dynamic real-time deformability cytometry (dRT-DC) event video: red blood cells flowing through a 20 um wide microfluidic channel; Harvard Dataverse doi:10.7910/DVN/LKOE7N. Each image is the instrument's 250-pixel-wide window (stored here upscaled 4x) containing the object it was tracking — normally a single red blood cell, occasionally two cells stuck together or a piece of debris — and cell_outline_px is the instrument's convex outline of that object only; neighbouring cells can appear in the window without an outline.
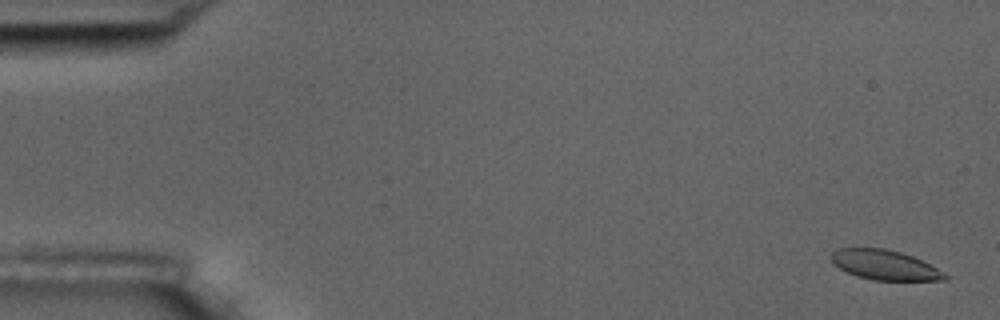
{"species": "common noctule bat (a hibernating species)", "species_latin": "Nyctalus noctula", "temperature_condition": "room temperature", "stored_images_in_passage": 13, "camera_frame_rate_fps": 3000, "um_per_image_px": 0.085, "animal": {"sex": "male", "body_mass_g": 17.5, "forearm_length_mm": 52.3}, "frame": {"image": 1, "passage_image": 1, "time_ms": 0.0, "image_size_px": [1000, 320], "cell_outline_px": [[948, 280], [872, 280], [856, 276], [832, 264], [832, 252], [840, 248], [884, 248], [900, 252], [912, 256], [936, 268], [948, 276]], "centroid_in_image_um": [75.18, 22.52], "position_along_channel_um": 9.8, "area_um2": 19.48}}
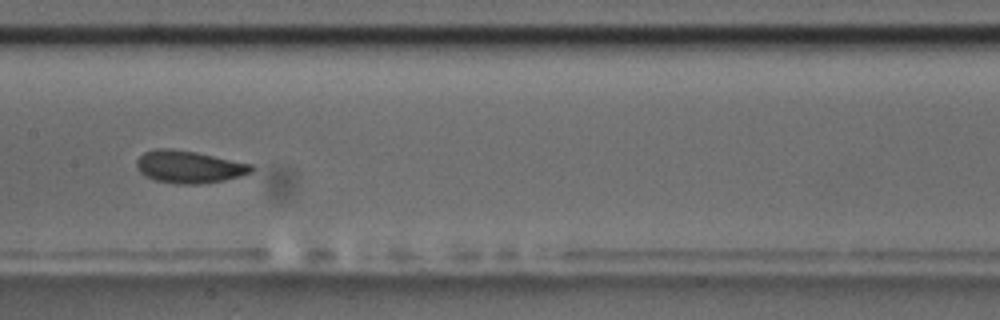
{"frame": {"image": 2, "passage_image": 8, "time_ms": 9.0, "image_size_px": [1000, 320], "cell_outline_px": [[252, 172], [240, 176], [224, 180], [200, 184], [176, 184], [156, 180], [144, 176], [136, 168], [136, 160], [144, 152], [156, 148], [172, 148], [196, 152], [252, 164]], "centroid_in_image_um": [16.03, 14.18], "position_along_channel_um": 191.4, "area_um2": 21.73}}
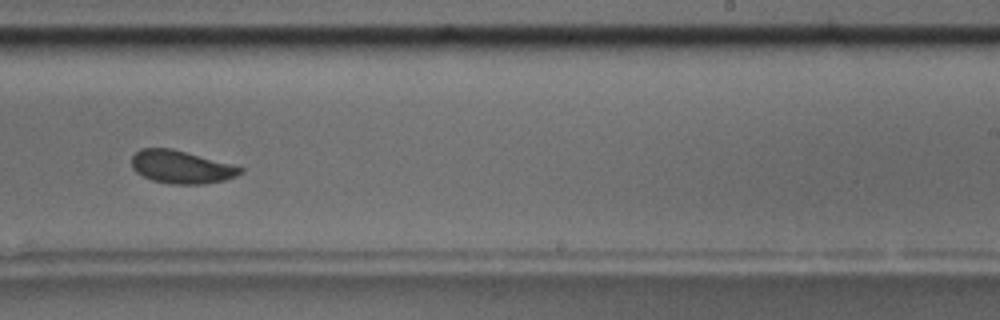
{"frame": {"image": 3, "passage_image": 10, "time_ms": 11.333, "image_size_px": [1000, 320], "cell_outline_px": [[244, 172], [236, 176], [224, 180], [204, 184], [172, 184], [152, 180], [136, 172], [132, 168], [132, 156], [140, 148], [172, 148], [244, 168]], "centroid_in_image_um": [15.39, 14.19], "position_along_channel_um": 273.6, "area_um2": 20.69}, "authors_computed_cell_mechanics": {"area_um2": 20.6924, "velocity_mm_per_s": 3.537, "shape_relaxation_time_tau1_ms": 1.3276, "shape_relaxation_time_tau2_ms": null, "deformation_change_tau1": 0.0603, "deformation_change_tau2": null}}